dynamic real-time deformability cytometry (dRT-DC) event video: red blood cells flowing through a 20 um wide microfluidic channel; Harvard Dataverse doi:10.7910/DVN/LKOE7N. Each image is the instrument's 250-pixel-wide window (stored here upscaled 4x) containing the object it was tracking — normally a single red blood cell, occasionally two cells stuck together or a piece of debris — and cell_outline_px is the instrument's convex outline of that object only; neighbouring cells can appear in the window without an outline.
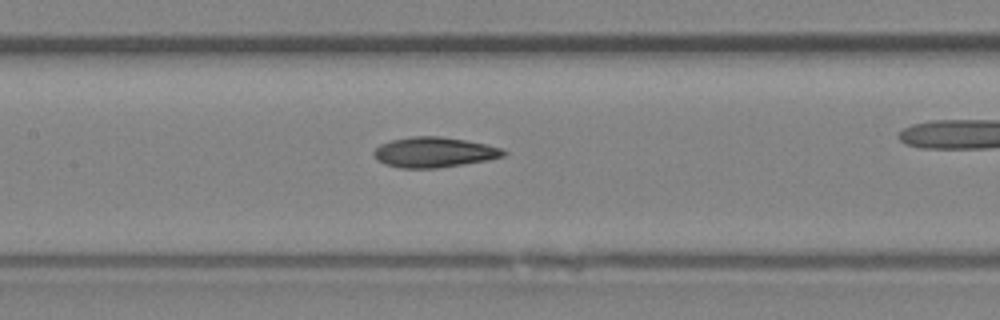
{"species": "Egyptian fruit bat (a non-hibernating species)", "species_latin": "Rousettus aegyptiacus", "temperature_condition": "room temperature", "stored_images_in_passage": 31, "camera_frame_rate_fps": 3000, "um_per_image_px": 0.085, "animal": {"sex": "female"}, "frame": {"image": 1, "passage_image": 18, "time_ms": 5.667, "image_size_px": [1000, 320], "cell_outline_px": [[508, 152], [504, 156], [488, 160], [464, 164], [436, 168], [400, 168], [384, 164], [376, 160], [372, 152], [380, 144], [392, 140], [412, 136], [440, 136], [464, 140], [484, 144], [500, 148]], "centroid_in_image_um": [36.86, 12.95], "position_along_channel_um": 170.5, "area_um2": 22.83}}